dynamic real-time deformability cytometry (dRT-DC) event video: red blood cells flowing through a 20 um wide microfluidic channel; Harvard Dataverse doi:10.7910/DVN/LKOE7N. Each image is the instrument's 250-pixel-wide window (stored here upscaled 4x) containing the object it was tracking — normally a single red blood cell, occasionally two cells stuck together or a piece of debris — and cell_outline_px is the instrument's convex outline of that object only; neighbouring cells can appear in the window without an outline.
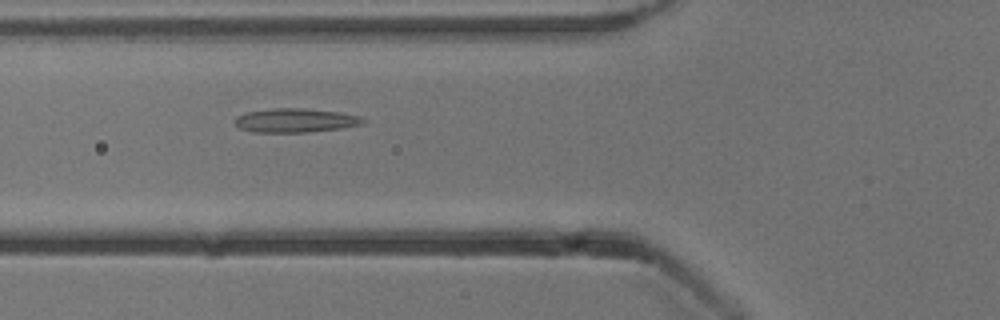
{"species": "common noctule bat (a hibernating species)", "species_latin": "Nyctalus noctula", "temperature_condition": "cold", "stored_images_in_passage": 46, "camera_frame_rate_fps": 3000, "um_per_image_px": 0.085, "animal": {"sex": "male", "body_mass_g": 13.3}, "frame": {"image": 1, "passage_image": 12, "time_ms": 3.667, "image_size_px": [1000, 320], "cell_outline_px": [[364, 120], [360, 124], [340, 128], [308, 132], [252, 132], [240, 128], [236, 124], [236, 116], [244, 112], [272, 108], [304, 108], [340, 112], [360, 116]], "centroid_in_image_um": [25.06, 10.22], "position_along_channel_um": 100.7, "area_um2": 17.8}}
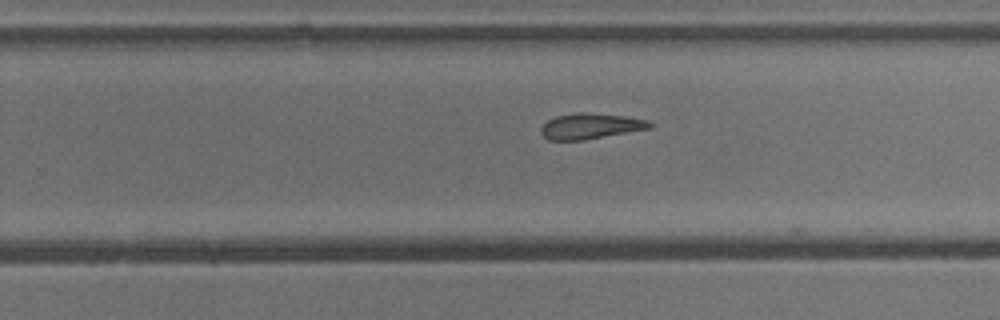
{"frame": {"image": 2, "passage_image": 26, "time_ms": 8.333, "image_size_px": [1000, 320], "cell_outline_px": [[652, 128], [584, 140], [548, 140], [540, 132], [540, 128], [548, 120], [556, 116], [576, 112], [584, 112], [624, 116], [648, 120], [652, 124]], "centroid_in_image_um": [50.18, 10.72], "position_along_channel_um": 279.6, "area_um2": 16.24}}
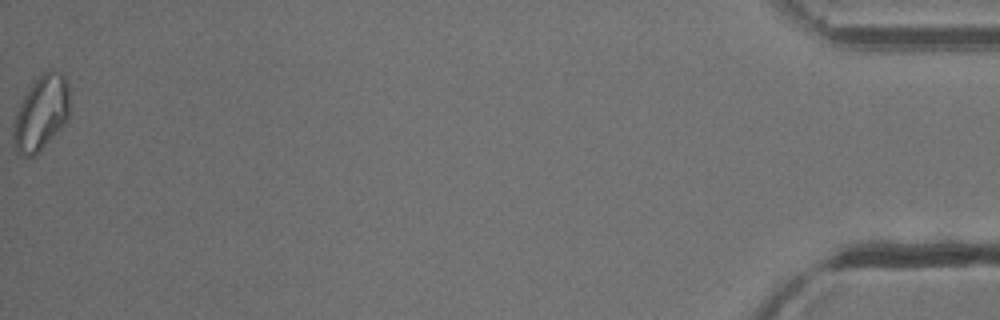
{"frame": {"image": 3, "passage_image": 46, "time_ms": 15.0, "image_size_px": [1000, 320], "cell_outline_px": [[68, 120], [32, 156], [24, 156], [16, 152], [12, 140], [12, 128], [16, 112], [28, 88], [44, 72], [60, 72], [64, 76], [68, 84]], "centroid_in_image_um": [3.46, 9.62], "position_along_channel_um": 431.7, "area_um2": 23.87}, "authors_computed_cell_mechanics": {"area_um2": 17.8313, "velocity_mm_per_s": 3.8311, "shape_relaxation_time_tau1_ms": null, "shape_relaxation_time_tau2_ms": 11.1865, "deformation_change_tau1": null, "deformation_change_tau2": 0.174}}